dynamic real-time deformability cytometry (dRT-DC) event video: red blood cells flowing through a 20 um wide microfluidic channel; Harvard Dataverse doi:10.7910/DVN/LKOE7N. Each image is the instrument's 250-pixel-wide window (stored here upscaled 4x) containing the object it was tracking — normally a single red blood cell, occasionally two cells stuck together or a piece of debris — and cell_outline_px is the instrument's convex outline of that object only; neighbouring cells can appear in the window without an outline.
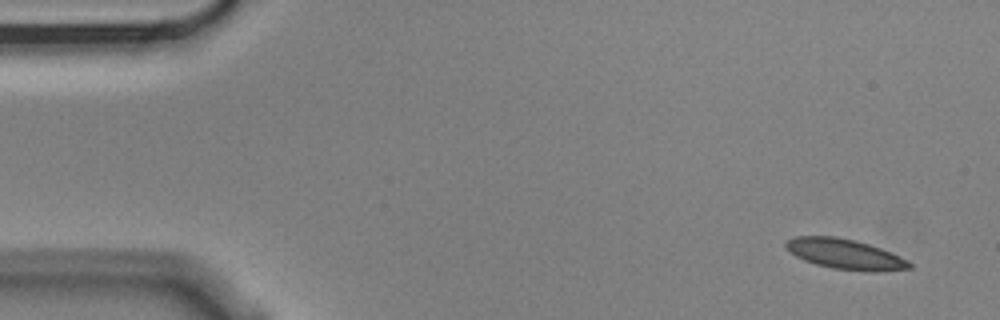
{"species": "Egyptian fruit bat (a non-hibernating species)", "species_latin": "Rousettus aegyptiacus", "temperature_condition": "cold", "stored_images_in_passage": 6, "camera_frame_rate_fps": 3000, "um_per_image_px": 0.085, "animal": {"sex": "male"}, "frame": {"image": 1, "passage_image": 1, "time_ms": 0.0, "image_size_px": [1000, 320], "cell_outline_px": [[912, 268], [876, 272], [872, 272], [832, 268], [816, 264], [804, 260], [796, 256], [784, 248], [784, 244], [788, 240], [796, 236], [836, 236], [868, 244], [880, 248], [908, 260], [912, 264]], "centroid_in_image_um": [71.81, 21.6], "position_along_channel_um": 13.2, "area_um2": 21.62}}
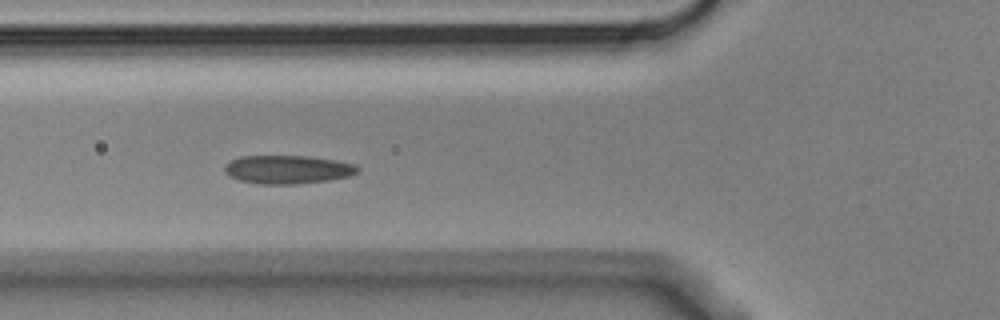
{"frame": {"image": 2, "passage_image": 5, "time_ms": 1.333, "image_size_px": [1000, 320], "cell_outline_px": [[360, 168], [356, 172], [348, 176], [328, 180], [296, 184], [260, 184], [240, 180], [228, 176], [224, 172], [224, 168], [232, 160], [240, 156], [308, 156], [336, 160], [356, 164]], "centroid_in_image_um": [24.45, 14.4], "position_along_channel_um": 101.4, "area_um2": 21.96}}
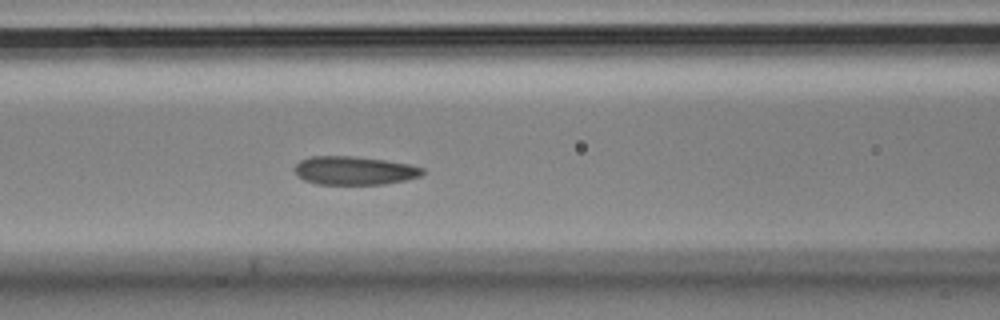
{"frame": {"image": 3, "passage_image": 6, "time_ms": 1.667, "image_size_px": [1000, 320], "cell_outline_px": [[424, 172], [420, 176], [404, 180], [384, 184], [316, 184], [304, 180], [296, 176], [296, 164], [300, 160], [312, 156], [352, 156], [384, 160], [408, 164], [424, 168]], "centroid_in_image_um": [30.1, 14.5], "position_along_channel_um": 136.5, "area_um2": 21.1}}